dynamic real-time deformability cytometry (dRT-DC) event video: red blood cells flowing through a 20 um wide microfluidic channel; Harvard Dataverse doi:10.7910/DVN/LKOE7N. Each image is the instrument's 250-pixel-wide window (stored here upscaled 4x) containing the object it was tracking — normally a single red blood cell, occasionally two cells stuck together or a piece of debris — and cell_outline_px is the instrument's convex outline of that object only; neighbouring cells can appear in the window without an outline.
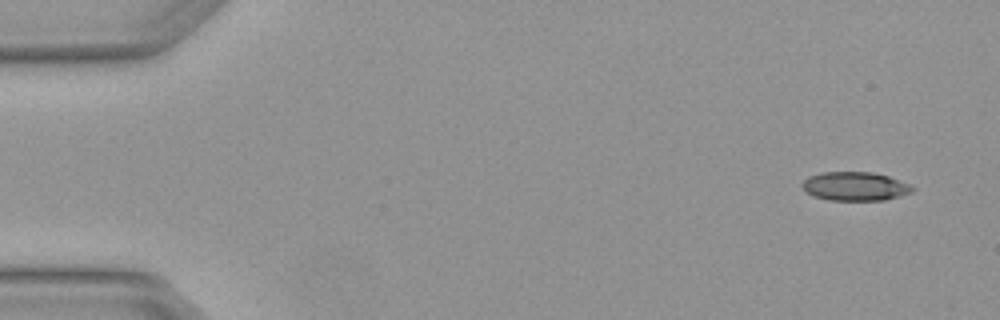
{"species": "Egyptian fruit bat (a non-hibernating species)", "species_latin": "Rousettus aegyptiacus", "temperature_condition": "warm", "stored_images_in_passage": 4, "camera_frame_rate_fps": 3000, "um_per_image_px": 0.085, "animal": {"sex": "female"}, "frame": {"image": 1, "passage_image": 1, "time_ms": 0.0, "image_size_px": [1000, 320], "cell_outline_px": [[916, 188], [912, 192], [900, 196], [884, 200], [828, 200], [812, 196], [800, 184], [808, 176], [820, 172], [872, 172], [888, 176], [908, 184]], "centroid_in_image_um": [72.66, 15.83], "position_along_channel_um": 12.3, "area_um2": 18.5}}
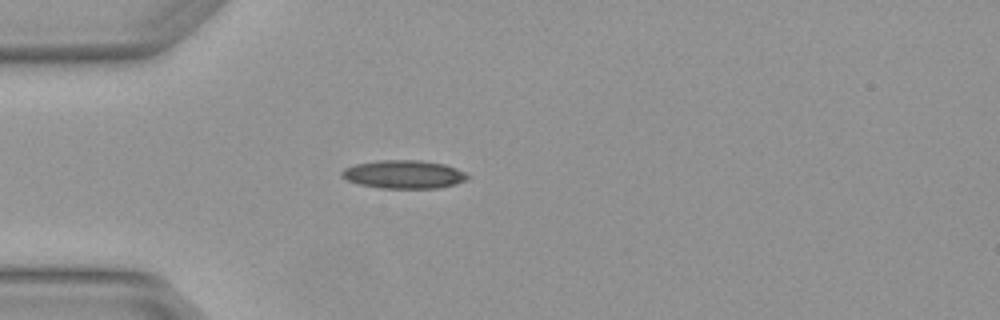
{"frame": {"image": 2, "passage_image": 4, "time_ms": 1.0, "image_size_px": [1000, 320], "cell_outline_px": [[468, 180], [456, 184], [436, 188], [380, 188], [360, 184], [348, 180], [340, 176], [340, 172], [344, 168], [356, 164], [380, 160], [420, 160], [444, 164], [456, 168], [464, 172], [468, 176]], "centroid_in_image_um": [34.32, 14.82], "position_along_channel_um": 50.7, "area_um2": 20.69}}